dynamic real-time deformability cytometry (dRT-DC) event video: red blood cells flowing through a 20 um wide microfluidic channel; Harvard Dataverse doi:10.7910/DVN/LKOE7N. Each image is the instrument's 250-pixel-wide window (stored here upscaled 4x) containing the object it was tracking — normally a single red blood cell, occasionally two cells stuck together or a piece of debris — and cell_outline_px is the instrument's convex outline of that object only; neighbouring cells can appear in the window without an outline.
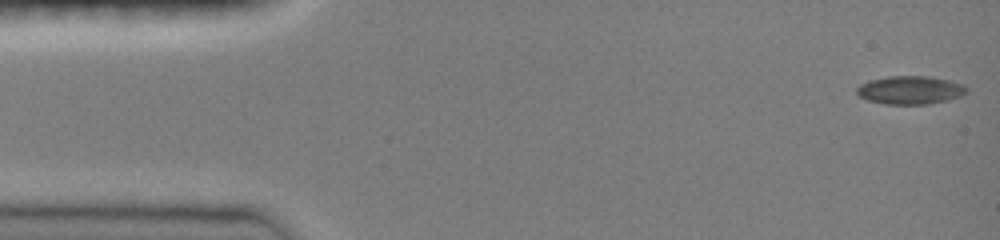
{"species": "common noctule bat (a hibernating species)", "species_latin": "Nyctalus noctula", "temperature_condition": "room temperature", "stored_images_in_passage": 31, "camera_frame_rate_fps": 3000, "um_per_image_px": 0.085, "animal": {"sex": "female", "body_mass_g": 19.0, "forearm_length_mm": 51.5}, "frame": {"image": 1, "passage_image": 1, "time_ms": 0.0, "image_size_px": [1000, 240], "cell_outline_px": [[968, 92], [960, 96], [948, 100], [928, 104], [884, 104], [868, 100], [860, 96], [856, 92], [856, 88], [860, 84], [868, 80], [888, 76], [928, 76], [948, 80], [964, 84], [968, 88]], "centroid_in_image_um": [77.37, 7.65], "position_along_channel_um": 7.6, "area_um2": 18.21}}
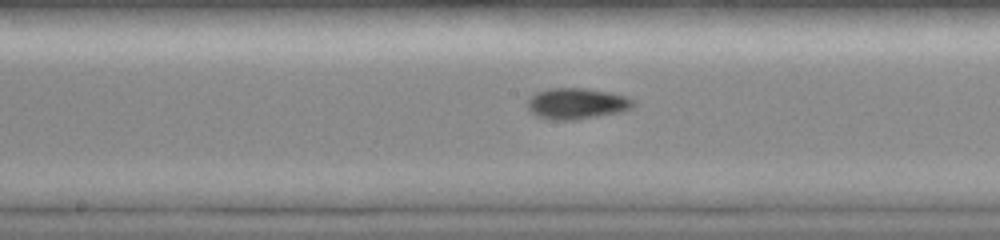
{"frame": {"image": 2, "passage_image": 14, "time_ms": 7.667, "image_size_px": [1000, 240], "cell_outline_px": [[636, 104], [632, 108], [620, 112], [576, 120], [556, 120], [536, 116], [528, 108], [528, 100], [536, 92], [548, 88], [584, 88], [612, 92], [628, 96], [636, 100]], "centroid_in_image_um": [49.08, 8.79], "position_along_channel_um": 199.1, "area_um2": 19.36}}
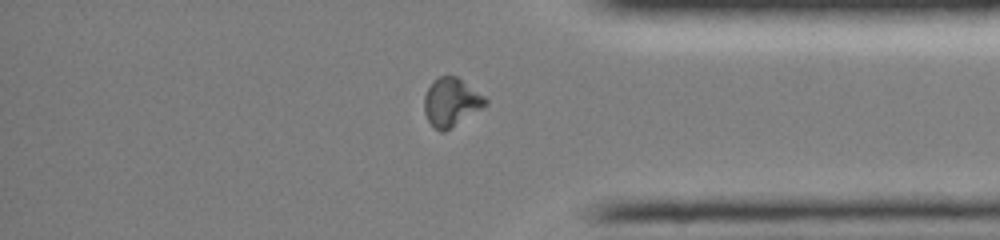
{"frame": {"image": 3, "passage_image": 25, "time_ms": 12.667, "image_size_px": [1000, 240], "cell_outline_px": [[488, 104], [444, 132], [440, 132], [428, 120], [424, 112], [424, 96], [432, 80], [440, 76], [456, 76], [484, 96], [488, 100]], "centroid_in_image_um": [38.33, 8.67], "position_along_channel_um": 396.9, "area_um2": 16.99}}